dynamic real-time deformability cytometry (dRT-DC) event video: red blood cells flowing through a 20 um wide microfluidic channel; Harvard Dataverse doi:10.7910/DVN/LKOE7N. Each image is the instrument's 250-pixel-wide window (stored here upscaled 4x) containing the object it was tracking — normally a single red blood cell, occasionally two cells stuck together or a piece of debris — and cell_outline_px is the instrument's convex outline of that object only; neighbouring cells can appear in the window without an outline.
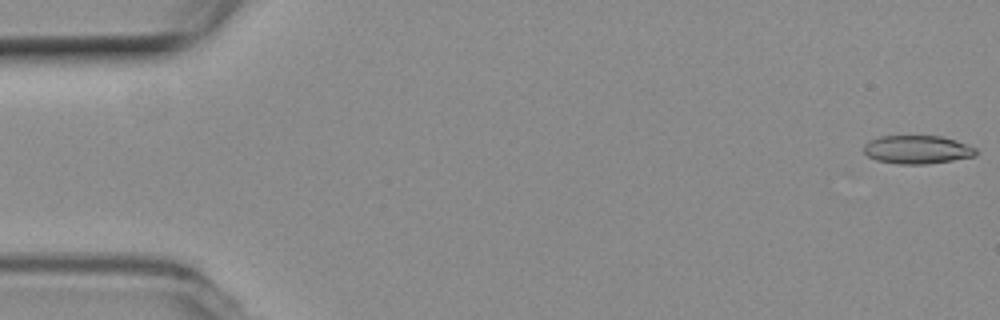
{"species": "common noctule bat (a hibernating species)", "species_latin": "Nyctalus noctula", "temperature_condition": "room temperature", "stored_images_in_passage": 10, "camera_frame_rate_fps": 3000, "um_per_image_px": 0.085, "animal": {"sex": "female", "body_mass_g": 19.3, "forearm_length_mm": 54.1}, "frame": {"image": 1, "passage_image": 1, "time_ms": 0.0, "image_size_px": [1000, 320], "cell_outline_px": [[976, 156], [928, 164], [900, 164], [876, 160], [868, 156], [864, 152], [864, 144], [868, 140], [880, 136], [940, 136], [956, 140], [976, 148]], "centroid_in_image_um": [77.95, 12.71], "position_along_channel_um": 7.1, "area_um2": 18.55}}